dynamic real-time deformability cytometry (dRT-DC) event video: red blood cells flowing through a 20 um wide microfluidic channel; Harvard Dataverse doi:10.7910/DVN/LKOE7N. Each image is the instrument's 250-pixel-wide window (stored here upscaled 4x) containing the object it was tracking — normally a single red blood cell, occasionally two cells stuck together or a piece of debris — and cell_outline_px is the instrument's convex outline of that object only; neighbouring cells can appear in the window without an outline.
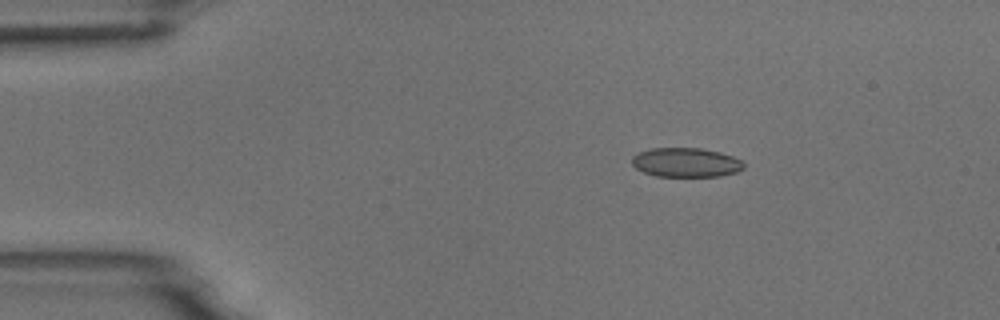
{"species": "common noctule bat (a hibernating species)", "species_latin": "Nyctalus noctula", "temperature_condition": "room temperature", "stored_images_in_passage": 4, "camera_frame_rate_fps": 3000, "um_per_image_px": 0.085, "animal": {"sex": "male", "body_mass_g": 18.8}, "frame": {"image": 1, "passage_image": 3, "time_ms": 0.667, "image_size_px": [1000, 320], "cell_outline_px": [[744, 168], [736, 172], [720, 176], [656, 176], [644, 172], [636, 168], [632, 164], [632, 156], [636, 152], [652, 148], [700, 148], [720, 152], [732, 156], [740, 160], [744, 164]], "centroid_in_image_um": [58.28, 13.8], "position_along_channel_um": 26.7, "area_um2": 19.07}}